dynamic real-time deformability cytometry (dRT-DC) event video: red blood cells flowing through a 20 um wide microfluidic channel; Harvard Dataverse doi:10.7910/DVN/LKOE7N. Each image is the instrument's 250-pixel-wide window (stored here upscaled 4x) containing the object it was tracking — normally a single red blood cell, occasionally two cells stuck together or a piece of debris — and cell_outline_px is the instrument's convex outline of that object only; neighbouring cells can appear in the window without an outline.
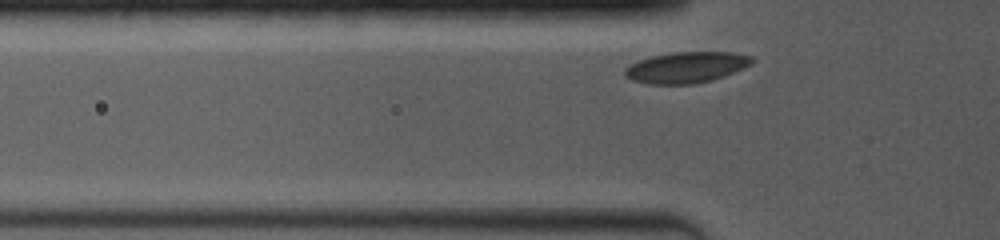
{"species": "common noctule bat (a hibernating species)", "species_latin": "Nyctalus noctula", "temperature_condition": "room temperature", "stored_images_in_passage": 13, "segment_of_instrument_passage": [1, 2], "camera_frame_rate_fps": 4000, "um_per_image_px": 0.085, "animal": {"sex": "female", "body_mass_g": 19.0, "forearm_length_mm": 53.3}, "frame": {"image": 1, "passage_image": 4, "time_ms": 0.75, "image_size_px": [1000, 240], "cell_outline_px": [[756, 60], [752, 64], [744, 68], [724, 76], [712, 80], [692, 84], [644, 84], [632, 80], [624, 76], [624, 68], [640, 60], [652, 56], [668, 52], [732, 52], [752, 56]], "centroid_in_image_um": [58.35, 5.72], "position_along_channel_um": 67.5, "area_um2": 23.18}}
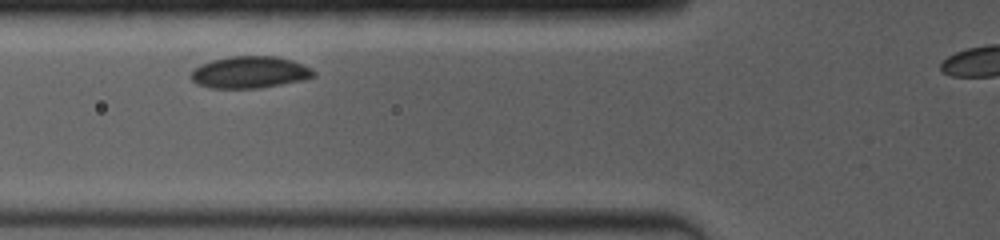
{"frame": {"image": 2, "passage_image": 8, "time_ms": 1.75, "image_size_px": [1000, 240], "cell_outline_px": [[316, 76], [304, 80], [260, 88], [208, 88], [196, 84], [192, 80], [192, 68], [200, 64], [212, 60], [232, 56], [276, 56], [292, 60], [312, 68], [316, 72]], "centroid_in_image_um": [21.24, 6.14], "position_along_channel_um": 104.6, "area_um2": 23.0}}
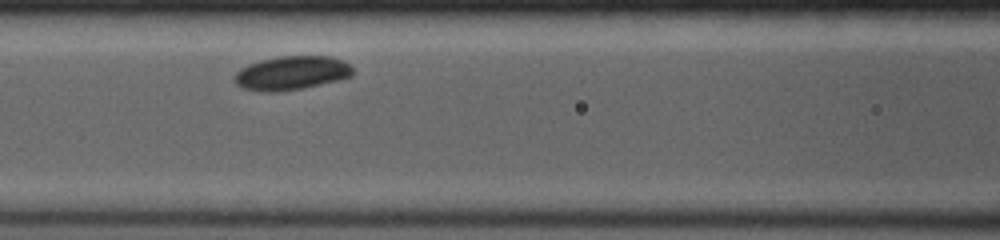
{"frame": {"image": 3, "passage_image": 12, "time_ms": 2.75, "image_size_px": [1000, 240], "cell_outline_px": [[352, 76], [304, 88], [276, 92], [264, 92], [244, 88], [236, 84], [232, 76], [240, 68], [248, 64], [260, 60], [280, 56], [328, 56], [340, 60], [348, 64], [352, 68]], "centroid_in_image_um": [24.72, 6.21], "position_along_channel_um": 141.9, "area_um2": 23.24}}